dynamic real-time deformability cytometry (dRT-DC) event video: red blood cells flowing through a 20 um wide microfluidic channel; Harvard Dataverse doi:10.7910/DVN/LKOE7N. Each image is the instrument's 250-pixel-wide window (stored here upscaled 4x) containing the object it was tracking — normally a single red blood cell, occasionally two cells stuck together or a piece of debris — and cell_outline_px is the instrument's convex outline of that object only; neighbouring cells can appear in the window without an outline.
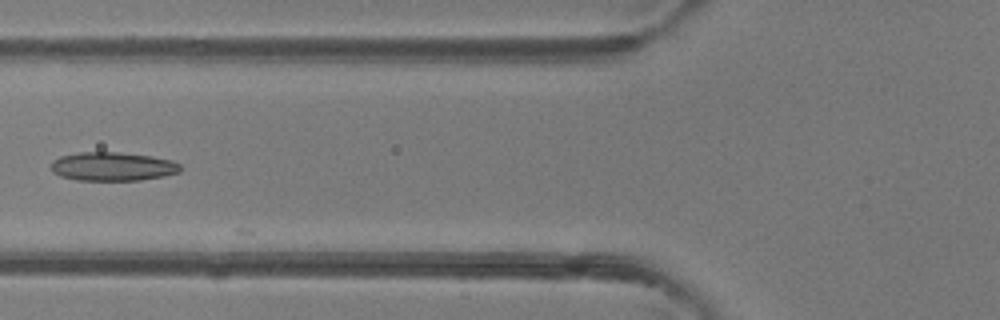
{"species": "common noctule bat (a hibernating species)", "species_latin": "Nyctalus noctula", "temperature_condition": "room temperature", "stored_images_in_passage": 5, "camera_frame_rate_fps": 3000, "um_per_image_px": 0.085, "animal": {"sex": "female"}, "frame": {"image": 1, "passage_image": 5, "time_ms": 1.333, "image_size_px": [1000, 320], "cell_outline_px": [[180, 172], [164, 176], [140, 180], [76, 180], [60, 176], [52, 172], [52, 160], [60, 156], [80, 152], [116, 152], [152, 156], [172, 160], [180, 164]], "centroid_in_image_um": [9.57, 14.15], "position_along_channel_um": 116.2, "area_um2": 21.68}}